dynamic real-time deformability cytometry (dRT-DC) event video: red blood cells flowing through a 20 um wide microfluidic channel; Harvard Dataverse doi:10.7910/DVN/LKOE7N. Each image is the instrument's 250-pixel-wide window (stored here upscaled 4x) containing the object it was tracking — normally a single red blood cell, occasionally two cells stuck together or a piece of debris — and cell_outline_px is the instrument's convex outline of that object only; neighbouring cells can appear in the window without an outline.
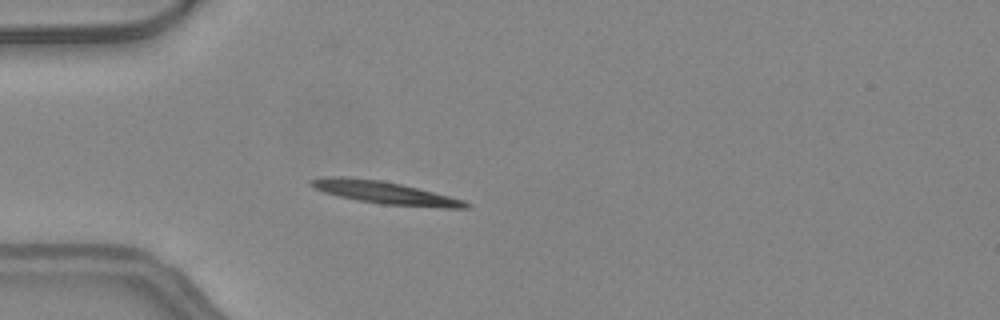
{"species": "common noctule bat (a hibernating species)", "species_latin": "Nyctalus noctula", "temperature_condition": "warm", "stored_images_in_passage": 48, "camera_frame_rate_fps": 3000, "um_per_image_px": 0.085, "animal": {"sex": "female", "body_mass_g": 24.6, "forearm_length_mm": 56.2}, "frame": {"image": 1, "passage_image": 14, "time_ms": 4.333, "image_size_px": [1000, 320], "cell_outline_px": [[472, 204], [468, 208], [444, 208], [380, 204], [340, 196], [324, 192], [308, 184], [308, 180], [324, 176], [344, 176], [380, 180], [400, 184], [464, 200]], "centroid_in_image_um": [32.68, 16.37], "position_along_channel_um": 52.3, "area_um2": 20.17}}